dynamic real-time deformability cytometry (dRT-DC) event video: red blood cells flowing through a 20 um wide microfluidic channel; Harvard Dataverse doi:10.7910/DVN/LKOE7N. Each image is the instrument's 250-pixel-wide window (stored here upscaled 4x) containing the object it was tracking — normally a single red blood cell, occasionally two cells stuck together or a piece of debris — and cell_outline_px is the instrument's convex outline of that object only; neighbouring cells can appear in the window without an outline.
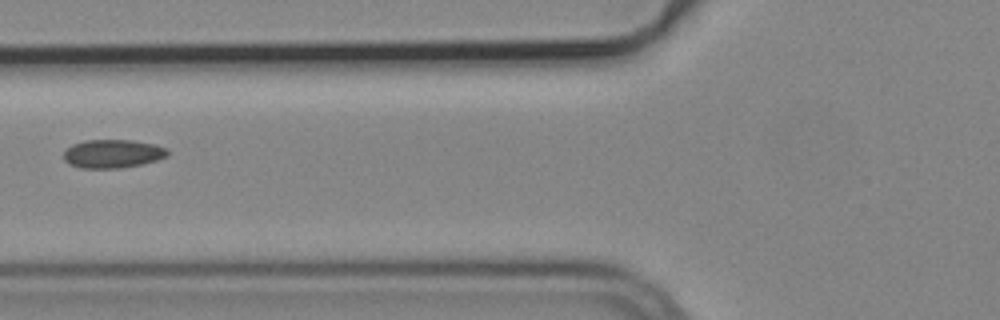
{"species": "common noctule bat (a hibernating species)", "species_latin": "Nyctalus noctula", "temperature_condition": "cold", "stored_images_in_passage": 5, "camera_frame_rate_fps": 3000, "um_per_image_px": 0.085, "animal": {"sex": "male", "body_mass_g": 19.2, "forearm_length_mm": 51.8}, "frame": {"image": 1, "passage_image": 2, "time_ms": 0.333, "image_size_px": [1000, 320], "cell_outline_px": [[168, 156], [156, 160], [140, 164], [120, 168], [80, 168], [68, 164], [64, 160], [64, 152], [72, 144], [84, 140], [132, 140], [156, 144], [168, 148]], "centroid_in_image_um": [9.58, 13.06], "position_along_channel_um": 116.2, "area_um2": 17.34}}
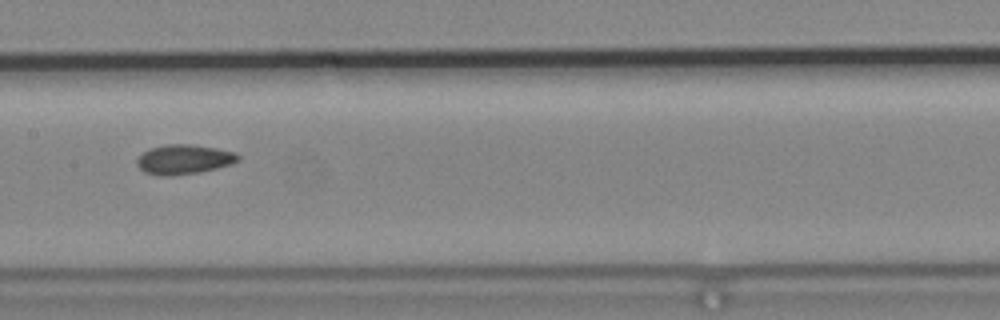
{"frame": {"image": 2, "passage_image": 4, "time_ms": 1.0, "image_size_px": [1000, 320], "cell_outline_px": [[240, 160], [232, 164], [200, 172], [172, 176], [156, 176], [144, 172], [136, 164], [136, 160], [144, 152], [152, 148], [164, 144], [188, 144], [216, 148], [236, 152], [240, 156]], "centroid_in_image_um": [15.64, 13.56], "position_along_channel_um": 191.8, "area_um2": 17.57}}
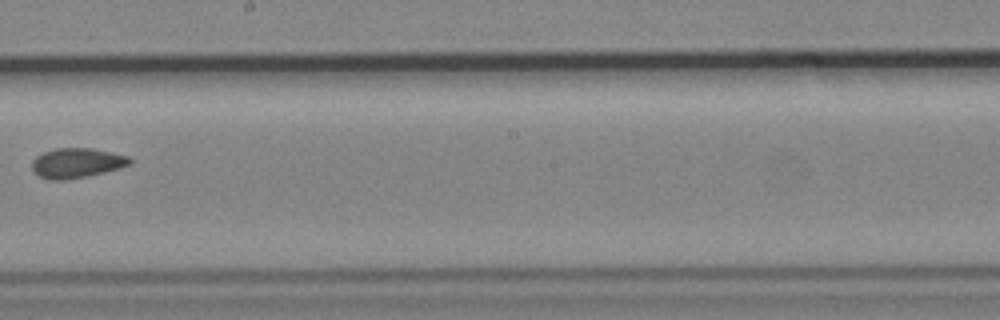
{"frame": {"image": 3, "passage_image": 5, "time_ms": 1.333, "image_size_px": [1000, 320], "cell_outline_px": [[132, 164], [120, 168], [88, 176], [64, 180], [48, 180], [40, 176], [32, 168], [32, 160], [36, 156], [44, 152], [56, 148], [92, 148], [128, 156], [132, 160]], "centroid_in_image_um": [6.53, 13.85], "position_along_channel_um": 241.7, "area_um2": 16.99}}